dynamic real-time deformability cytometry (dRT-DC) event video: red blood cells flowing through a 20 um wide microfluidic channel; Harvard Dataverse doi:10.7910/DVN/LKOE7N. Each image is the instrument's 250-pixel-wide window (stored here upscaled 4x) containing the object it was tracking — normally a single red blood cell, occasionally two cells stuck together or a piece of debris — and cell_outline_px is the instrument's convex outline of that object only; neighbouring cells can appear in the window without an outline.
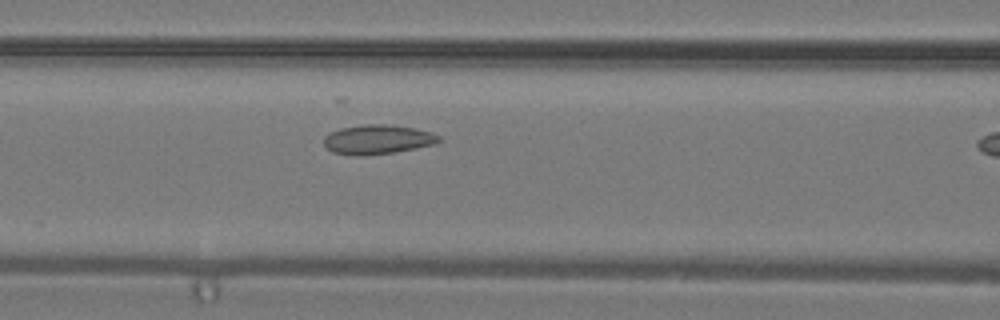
{"species": "common noctule bat (a hibernating species)", "species_latin": "Nyctalus noctula", "temperature_condition": "warm", "stored_images_in_passage": 10, "camera_frame_rate_fps": 3000, "um_per_image_px": 0.085, "animal": {"sex": "male", "body_mass_g": 19.2, "forearm_length_mm": 51.8}, "frame": {"image": 1, "passage_image": 9, "time_ms": 2.667, "image_size_px": [1000, 320], "cell_outline_px": [[444, 140], [436, 144], [396, 152], [364, 156], [332, 152], [324, 144], [324, 136], [328, 132], [340, 128], [364, 124], [384, 124], [412, 128], [432, 132], [440, 136]], "centroid_in_image_um": [32.12, 11.85], "position_along_channel_um": 134.5, "area_um2": 19.83}}